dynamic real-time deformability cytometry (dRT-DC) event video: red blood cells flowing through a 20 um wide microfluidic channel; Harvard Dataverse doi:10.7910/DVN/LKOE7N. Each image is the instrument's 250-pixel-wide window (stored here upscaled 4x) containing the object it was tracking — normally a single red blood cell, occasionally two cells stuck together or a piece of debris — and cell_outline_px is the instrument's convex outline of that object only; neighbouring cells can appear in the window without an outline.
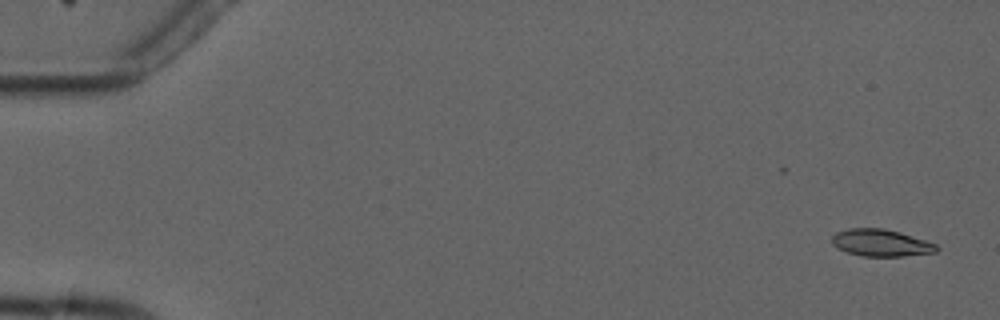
{"species": "common noctule bat (a hibernating species)", "species_latin": "Nyctalus noctula", "temperature_condition": "cold", "stored_images_in_passage": 6, "camera_frame_rate_fps": 3000, "um_per_image_px": 0.085, "animal": {"sex": "male", "forearm_length_mm": 52.5}, "frame": {"image": 1, "passage_image": 1, "time_ms": 0.0, "image_size_px": [1000, 320], "cell_outline_px": [[940, 248], [936, 252], [904, 256], [864, 256], [848, 252], [836, 248], [832, 244], [832, 236], [836, 232], [848, 228], [884, 228], [900, 232], [936, 244]], "centroid_in_image_um": [74.87, 20.63], "position_along_channel_um": 10.1, "area_um2": 16.47}}